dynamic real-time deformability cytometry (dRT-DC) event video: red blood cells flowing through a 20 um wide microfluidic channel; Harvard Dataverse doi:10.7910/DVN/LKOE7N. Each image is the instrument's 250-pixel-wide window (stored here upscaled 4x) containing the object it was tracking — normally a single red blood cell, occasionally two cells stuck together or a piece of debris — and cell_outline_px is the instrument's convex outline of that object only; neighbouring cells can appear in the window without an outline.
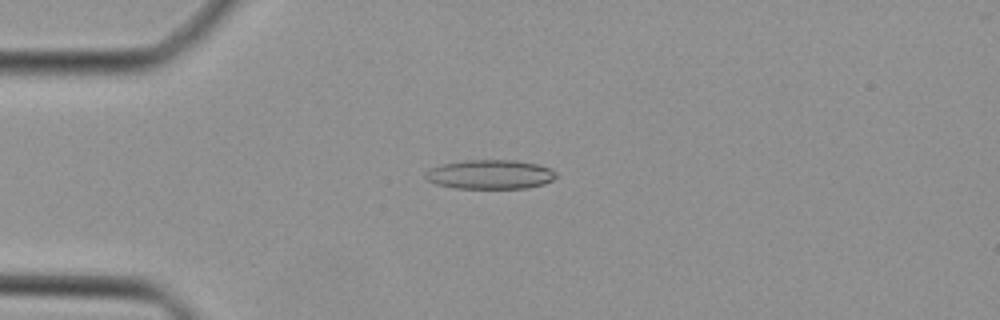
{"species": "Egyptian fruit bat (a non-hibernating species)", "species_latin": "Rousettus aegyptiacus", "temperature_condition": "cold", "stored_images_in_passage": 38, "camera_frame_rate_fps": 3000, "um_per_image_px": 0.085, "animal": {"sex": "female"}, "frame": {"image": 1, "passage_image": 4, "time_ms": 1.0, "image_size_px": [1000, 320], "cell_outline_px": [[556, 176], [552, 180], [544, 184], [524, 188], [452, 188], [436, 184], [428, 180], [424, 176], [424, 172], [428, 168], [444, 164], [464, 160], [516, 160], [536, 164], [548, 168], [556, 172]], "centroid_in_image_um": [41.61, 14.82], "position_along_channel_um": 43.4, "area_um2": 22.25}}
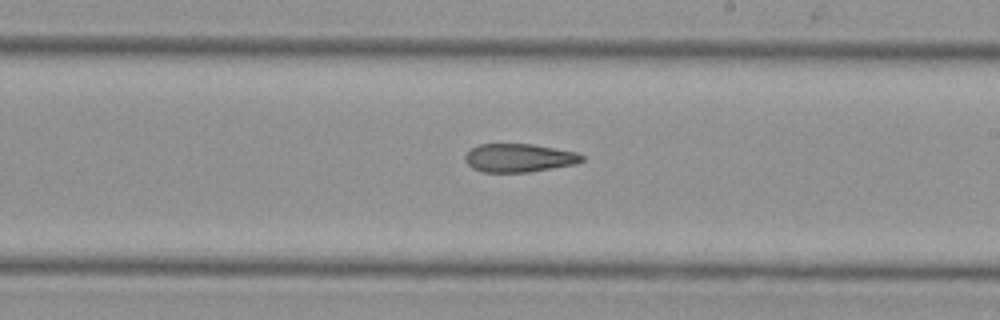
{"frame": {"image": 2, "passage_image": 19, "time_ms": 6.0, "image_size_px": [1000, 320], "cell_outline_px": [[584, 160], [576, 164], [528, 172], [484, 172], [472, 168], [464, 160], [464, 156], [472, 148], [480, 144], [532, 144], [576, 152], [584, 156]], "centroid_in_image_um": [44.12, 13.42], "position_along_channel_um": 244.9, "area_um2": 19.25}}
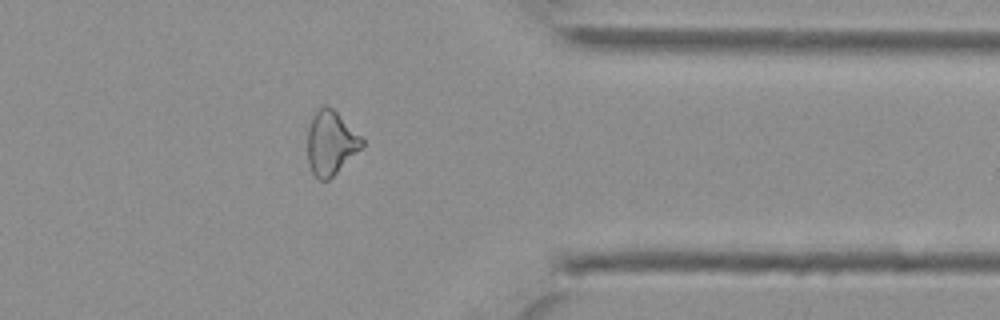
{"frame": {"image": 3, "passage_image": 29, "time_ms": 9.333, "image_size_px": [1000, 320], "cell_outline_px": [[364, 144], [328, 180], [320, 180], [312, 172], [308, 164], [308, 128], [312, 116], [324, 104], [332, 108], [364, 140]], "centroid_in_image_um": [28.08, 12.14], "position_along_channel_um": 383.3, "area_um2": 19.71}}